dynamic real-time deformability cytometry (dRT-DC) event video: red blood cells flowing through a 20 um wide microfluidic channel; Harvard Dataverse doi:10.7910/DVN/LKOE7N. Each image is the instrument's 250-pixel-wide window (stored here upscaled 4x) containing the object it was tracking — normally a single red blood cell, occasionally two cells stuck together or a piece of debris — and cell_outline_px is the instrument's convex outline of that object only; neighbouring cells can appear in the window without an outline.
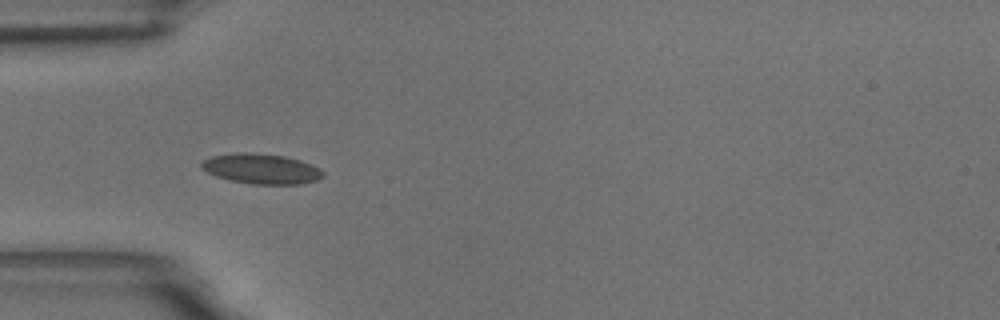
{"species": "common noctule bat (a hibernating species)", "species_latin": "Nyctalus noctula", "temperature_condition": "room temperature", "stored_images_in_passage": 19, "camera_frame_rate_fps": 3000, "um_per_image_px": 0.085, "animal": {"sex": "male", "body_mass_g": 18.8}, "frame": {"image": 1, "passage_image": 1, "time_ms": 0.0, "image_size_px": [1000, 320], "cell_outline_px": [[324, 176], [316, 180], [300, 184], [252, 184], [232, 180], [216, 176], [200, 168], [200, 164], [204, 160], [212, 156], [244, 152], [252, 152], [284, 156], [300, 160], [320, 168], [324, 172]], "centroid_in_image_um": [22.23, 14.34], "position_along_channel_um": 62.8, "area_um2": 21.21}}
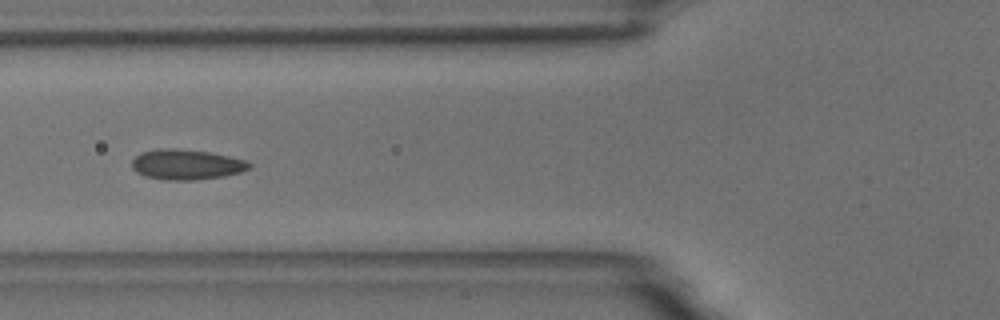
{"frame": {"image": 2, "passage_image": 5, "time_ms": 1.333, "image_size_px": [1000, 320], "cell_outline_px": [[252, 168], [240, 172], [224, 176], [192, 180], [168, 180], [144, 176], [136, 172], [132, 168], [132, 160], [140, 152], [160, 148], [176, 148], [212, 152], [244, 160], [252, 164]], "centroid_in_image_um": [15.84, 13.97], "position_along_channel_um": 110.0, "area_um2": 20.81}}